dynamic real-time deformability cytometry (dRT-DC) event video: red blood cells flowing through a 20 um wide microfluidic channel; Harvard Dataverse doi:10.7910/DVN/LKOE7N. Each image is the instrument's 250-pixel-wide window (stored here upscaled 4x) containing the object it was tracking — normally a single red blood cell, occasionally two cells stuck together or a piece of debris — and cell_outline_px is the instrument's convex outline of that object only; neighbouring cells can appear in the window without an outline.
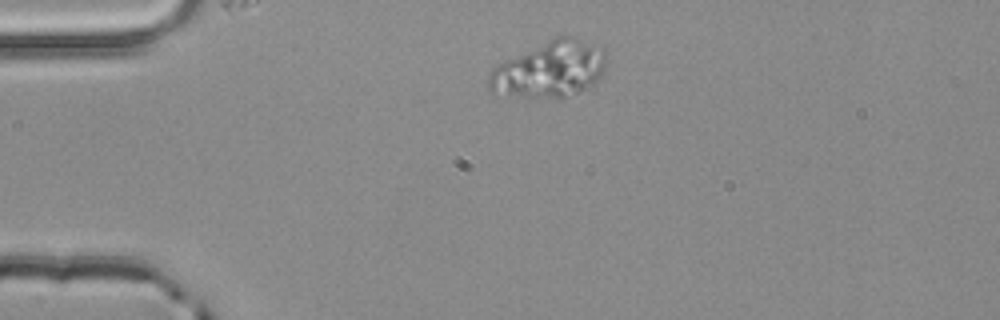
{"species": "common noctule bat (a hibernating species)", "species_latin": "Nyctalus noctula", "temperature_condition": "room temperature", "stored_images_in_passage": 3, "camera_frame_rate_fps": 3000, "um_per_image_px": 0.085, "animal": {"sex": "male", "body_mass_g": 20.4}, "frame": {"image": 1, "passage_image": 1, "time_ms": 0.0, "image_size_px": [1000, 320], "cell_outline_px": [[608, 60], [596, 84], [588, 88], [560, 100], [508, 96], [492, 92], [488, 88], [488, 76], [492, 68], [504, 60], [552, 36], [572, 36], [600, 44], [608, 52]], "centroid_in_image_um": [46.76, 5.89], "position_along_channel_um": 38.2, "area_um2": 40.17}}
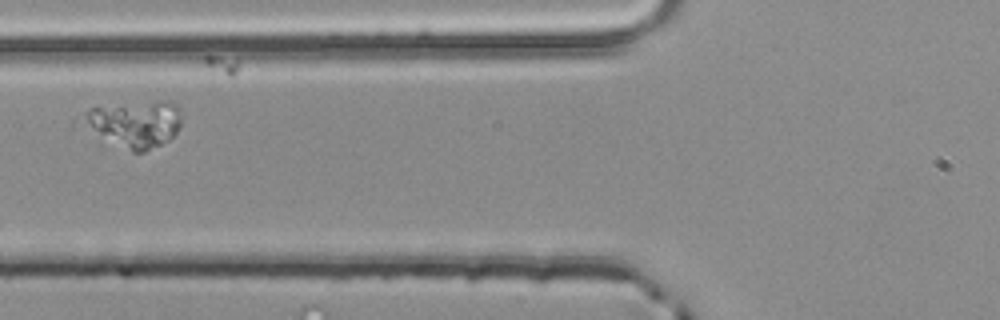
{"frame": {"image": 2, "passage_image": 3, "time_ms": 0.667, "image_size_px": [1000, 320], "cell_outline_px": [[180, 128], [168, 140], [144, 152], [132, 152], [72, 128], [72, 120], [88, 108], [160, 100], [168, 100], [176, 104], [180, 108]], "centroid_in_image_um": [11.17, 10.54], "position_along_channel_um": 114.6, "area_um2": 28.78}}